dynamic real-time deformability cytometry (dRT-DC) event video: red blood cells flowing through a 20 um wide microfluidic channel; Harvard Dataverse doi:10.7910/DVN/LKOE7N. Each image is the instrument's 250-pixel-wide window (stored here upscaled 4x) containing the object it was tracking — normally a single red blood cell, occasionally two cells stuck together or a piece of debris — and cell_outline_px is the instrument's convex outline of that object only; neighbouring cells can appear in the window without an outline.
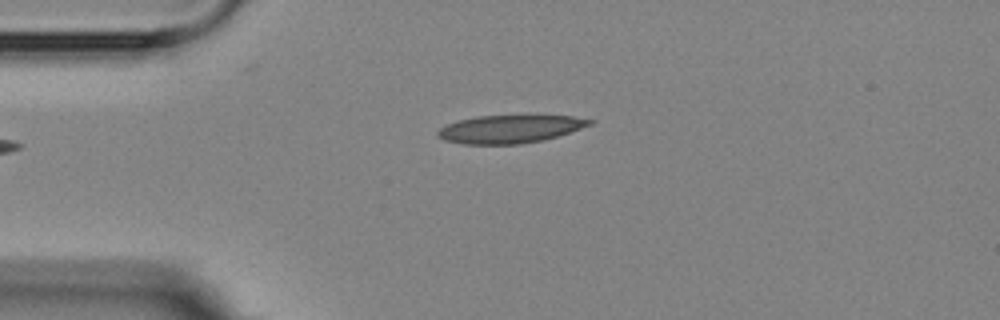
{"species": "Egyptian fruit bat (a non-hibernating species)", "species_latin": "Rousettus aegyptiacus", "temperature_condition": "room temperature", "stored_images_in_passage": 1, "camera_frame_rate_fps": 3000, "um_per_image_px": 0.085, "animal": {"sex": "female"}, "frame": {"image": 1, "passage_image": 1, "time_ms": 0.0, "image_size_px": [1000, 320], "cell_outline_px": [[596, 120], [592, 124], [544, 140], [520, 144], [464, 144], [444, 140], [436, 136], [436, 132], [440, 128], [456, 120], [476, 116], [572, 116]], "centroid_in_image_um": [43.3, 10.97], "position_along_channel_um": 41.7, "area_um2": 24.62}}